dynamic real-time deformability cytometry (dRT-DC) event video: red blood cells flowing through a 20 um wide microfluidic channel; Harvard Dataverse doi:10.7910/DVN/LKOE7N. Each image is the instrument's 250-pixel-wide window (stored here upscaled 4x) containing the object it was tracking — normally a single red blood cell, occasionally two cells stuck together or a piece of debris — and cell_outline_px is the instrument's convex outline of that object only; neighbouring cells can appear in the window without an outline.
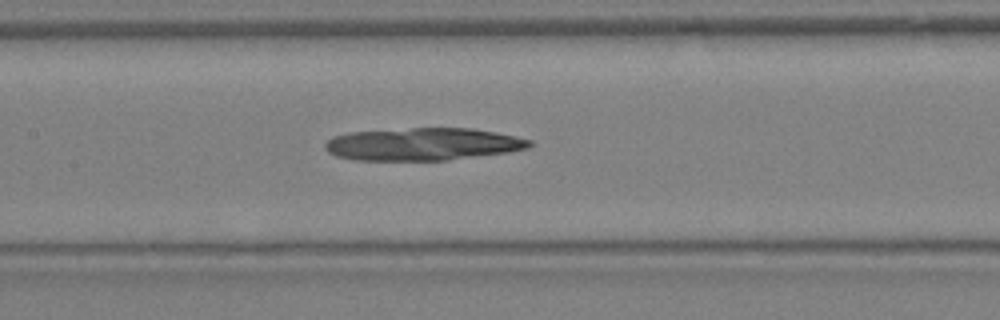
{"species": "Egyptian fruit bat (a non-hibernating species)", "species_latin": "Rousettus aegyptiacus", "temperature_condition": "warm", "stored_images_in_passage": 23, "camera_frame_rate_fps": 3000, "um_per_image_px": 0.085, "animal": {"sex": "female"}, "frame": {"image": 1, "passage_image": 10, "time_ms": 3.0, "image_size_px": [1000, 320], "cell_outline_px": [[532, 144], [528, 148], [508, 152], [448, 160], [352, 160], [336, 156], [328, 152], [324, 148], [324, 144], [332, 136], [348, 132], [412, 128], [472, 128], [532, 140]], "centroid_in_image_um": [35.88, 12.26], "position_along_channel_um": 171.5, "area_um2": 38.73}}